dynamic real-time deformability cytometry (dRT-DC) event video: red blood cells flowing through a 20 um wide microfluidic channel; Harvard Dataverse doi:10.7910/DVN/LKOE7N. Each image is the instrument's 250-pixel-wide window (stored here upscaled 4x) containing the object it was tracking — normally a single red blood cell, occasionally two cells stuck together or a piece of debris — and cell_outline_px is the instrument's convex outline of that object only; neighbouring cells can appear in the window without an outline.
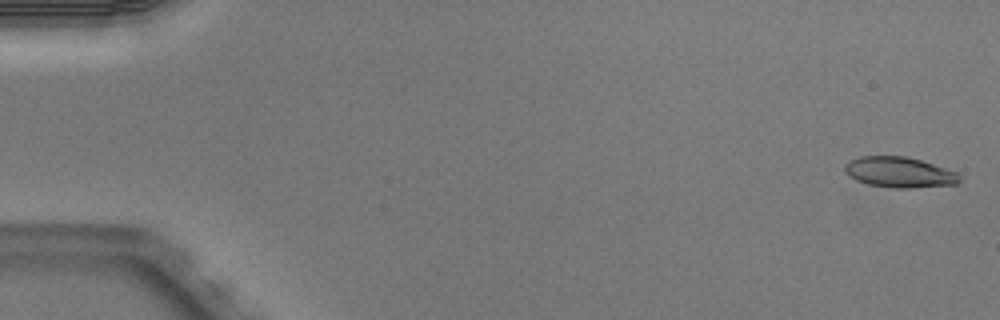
{"species": "Egyptian fruit bat (a non-hibernating species)", "species_latin": "Rousettus aegyptiacus", "temperature_condition": "warm", "stored_images_in_passage": 5, "camera_frame_rate_fps": 3000, "um_per_image_px": 0.085, "animal": {"sex": "male"}, "frame": {"image": 1, "passage_image": 1, "time_ms": 0.0, "image_size_px": [1000, 320], "cell_outline_px": [[960, 180], [956, 184], [912, 188], [892, 188], [868, 184], [856, 180], [848, 176], [844, 172], [844, 164], [860, 156], [908, 156], [956, 172], [960, 176]], "centroid_in_image_um": [76.41, 14.65], "position_along_channel_um": 8.6, "area_um2": 20.4}}
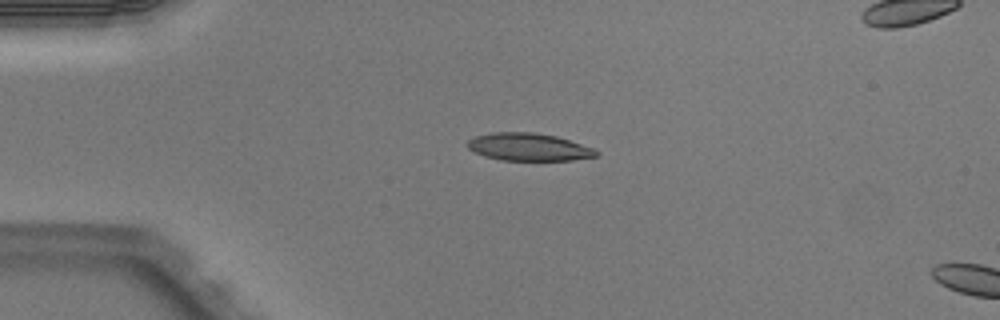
{"frame": {"image": 2, "passage_image": 4, "time_ms": 1.0, "image_size_px": [1000, 320], "cell_outline_px": [[600, 152], [596, 156], [572, 160], [500, 160], [484, 156], [468, 148], [464, 144], [468, 140], [476, 136], [492, 132], [532, 132], [556, 136], [596, 148]], "centroid_in_image_um": [44.94, 12.49], "position_along_channel_um": 40.1, "area_um2": 20.81}}